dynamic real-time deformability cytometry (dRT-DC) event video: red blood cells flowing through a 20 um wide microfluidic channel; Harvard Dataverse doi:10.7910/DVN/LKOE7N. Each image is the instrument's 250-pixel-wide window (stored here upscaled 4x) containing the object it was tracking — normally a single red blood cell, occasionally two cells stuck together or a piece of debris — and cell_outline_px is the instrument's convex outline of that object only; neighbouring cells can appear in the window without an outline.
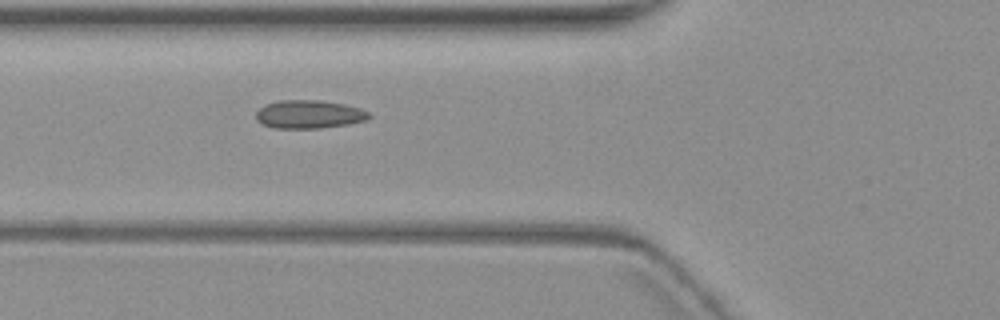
{"species": "common noctule bat (a hibernating species)", "species_latin": "Nyctalus noctula", "temperature_condition": "warm", "stored_images_in_passage": 5, "camera_frame_rate_fps": 3000, "um_per_image_px": 0.085, "animal": {"sex": "female", "body_mass_g": 19.3, "forearm_length_mm": 54.1}, "frame": {"image": 1, "passage_image": 5, "time_ms": 6.0, "image_size_px": [1000, 320], "cell_outline_px": [[372, 116], [368, 120], [348, 124], [320, 128], [276, 128], [264, 124], [256, 120], [256, 112], [264, 104], [280, 100], [320, 100], [344, 104], [360, 108], [372, 112]], "centroid_in_image_um": [26.31, 9.71], "position_along_channel_um": 99.5, "area_um2": 18.79}}